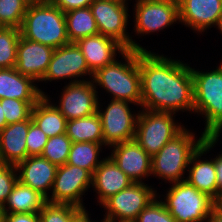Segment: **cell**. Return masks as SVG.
Masks as SVG:
<instances>
[{"label": "cell", "mask_w": 222, "mask_h": 222, "mask_svg": "<svg viewBox=\"0 0 222 222\" xmlns=\"http://www.w3.org/2000/svg\"><path fill=\"white\" fill-rule=\"evenodd\" d=\"M128 6L111 0H94L89 6L97 23L99 34L115 39L126 49L148 51L128 35ZM130 36V37H129Z\"/></svg>", "instance_id": "9"}, {"label": "cell", "mask_w": 222, "mask_h": 222, "mask_svg": "<svg viewBox=\"0 0 222 222\" xmlns=\"http://www.w3.org/2000/svg\"><path fill=\"white\" fill-rule=\"evenodd\" d=\"M47 141L48 136L32 122L26 137L27 157L41 155Z\"/></svg>", "instance_id": "35"}, {"label": "cell", "mask_w": 222, "mask_h": 222, "mask_svg": "<svg viewBox=\"0 0 222 222\" xmlns=\"http://www.w3.org/2000/svg\"><path fill=\"white\" fill-rule=\"evenodd\" d=\"M53 52L54 48L21 36L17 46L15 69L22 75L31 77L35 83L40 82L47 71Z\"/></svg>", "instance_id": "17"}, {"label": "cell", "mask_w": 222, "mask_h": 222, "mask_svg": "<svg viewBox=\"0 0 222 222\" xmlns=\"http://www.w3.org/2000/svg\"><path fill=\"white\" fill-rule=\"evenodd\" d=\"M168 190L162 202L176 222H204L218 205L186 180L172 183Z\"/></svg>", "instance_id": "6"}, {"label": "cell", "mask_w": 222, "mask_h": 222, "mask_svg": "<svg viewBox=\"0 0 222 222\" xmlns=\"http://www.w3.org/2000/svg\"><path fill=\"white\" fill-rule=\"evenodd\" d=\"M20 37V29L15 27H0V69L15 67L17 46Z\"/></svg>", "instance_id": "29"}, {"label": "cell", "mask_w": 222, "mask_h": 222, "mask_svg": "<svg viewBox=\"0 0 222 222\" xmlns=\"http://www.w3.org/2000/svg\"><path fill=\"white\" fill-rule=\"evenodd\" d=\"M32 118L6 125L0 132V154L4 164L16 166L27 158L26 137Z\"/></svg>", "instance_id": "22"}, {"label": "cell", "mask_w": 222, "mask_h": 222, "mask_svg": "<svg viewBox=\"0 0 222 222\" xmlns=\"http://www.w3.org/2000/svg\"><path fill=\"white\" fill-rule=\"evenodd\" d=\"M81 208L72 204L46 202L40 214V222H70Z\"/></svg>", "instance_id": "33"}, {"label": "cell", "mask_w": 222, "mask_h": 222, "mask_svg": "<svg viewBox=\"0 0 222 222\" xmlns=\"http://www.w3.org/2000/svg\"><path fill=\"white\" fill-rule=\"evenodd\" d=\"M0 222H4V210L3 205L0 204Z\"/></svg>", "instance_id": "44"}, {"label": "cell", "mask_w": 222, "mask_h": 222, "mask_svg": "<svg viewBox=\"0 0 222 222\" xmlns=\"http://www.w3.org/2000/svg\"><path fill=\"white\" fill-rule=\"evenodd\" d=\"M125 62L113 61L93 73L91 81L113 96V100L130 102L141 106V75L138 51L127 49L122 54Z\"/></svg>", "instance_id": "3"}, {"label": "cell", "mask_w": 222, "mask_h": 222, "mask_svg": "<svg viewBox=\"0 0 222 222\" xmlns=\"http://www.w3.org/2000/svg\"><path fill=\"white\" fill-rule=\"evenodd\" d=\"M75 43L84 55L92 73L115 61L117 51L122 54L127 50L115 39L101 34L79 39Z\"/></svg>", "instance_id": "20"}, {"label": "cell", "mask_w": 222, "mask_h": 222, "mask_svg": "<svg viewBox=\"0 0 222 222\" xmlns=\"http://www.w3.org/2000/svg\"><path fill=\"white\" fill-rule=\"evenodd\" d=\"M215 170L217 181V204L222 200V154L215 158Z\"/></svg>", "instance_id": "39"}, {"label": "cell", "mask_w": 222, "mask_h": 222, "mask_svg": "<svg viewBox=\"0 0 222 222\" xmlns=\"http://www.w3.org/2000/svg\"><path fill=\"white\" fill-rule=\"evenodd\" d=\"M215 70L202 72L192 69L194 107L193 112L205 117L206 137L220 136L222 131V63Z\"/></svg>", "instance_id": "4"}, {"label": "cell", "mask_w": 222, "mask_h": 222, "mask_svg": "<svg viewBox=\"0 0 222 222\" xmlns=\"http://www.w3.org/2000/svg\"><path fill=\"white\" fill-rule=\"evenodd\" d=\"M217 28L220 30L221 34H222V14L219 17L218 23H217Z\"/></svg>", "instance_id": "43"}, {"label": "cell", "mask_w": 222, "mask_h": 222, "mask_svg": "<svg viewBox=\"0 0 222 222\" xmlns=\"http://www.w3.org/2000/svg\"><path fill=\"white\" fill-rule=\"evenodd\" d=\"M20 31L23 38L54 49L70 43L65 13L49 0L29 3Z\"/></svg>", "instance_id": "2"}, {"label": "cell", "mask_w": 222, "mask_h": 222, "mask_svg": "<svg viewBox=\"0 0 222 222\" xmlns=\"http://www.w3.org/2000/svg\"><path fill=\"white\" fill-rule=\"evenodd\" d=\"M96 88L89 80L69 83L64 87L56 107L67 121L92 115L97 112L100 103Z\"/></svg>", "instance_id": "14"}, {"label": "cell", "mask_w": 222, "mask_h": 222, "mask_svg": "<svg viewBox=\"0 0 222 222\" xmlns=\"http://www.w3.org/2000/svg\"><path fill=\"white\" fill-rule=\"evenodd\" d=\"M4 222H40V214L39 212L4 214Z\"/></svg>", "instance_id": "38"}, {"label": "cell", "mask_w": 222, "mask_h": 222, "mask_svg": "<svg viewBox=\"0 0 222 222\" xmlns=\"http://www.w3.org/2000/svg\"><path fill=\"white\" fill-rule=\"evenodd\" d=\"M85 208H81L72 218L70 222H93ZM103 222V221H102Z\"/></svg>", "instance_id": "41"}, {"label": "cell", "mask_w": 222, "mask_h": 222, "mask_svg": "<svg viewBox=\"0 0 222 222\" xmlns=\"http://www.w3.org/2000/svg\"><path fill=\"white\" fill-rule=\"evenodd\" d=\"M135 28L139 34H150L179 22L177 0H136Z\"/></svg>", "instance_id": "12"}, {"label": "cell", "mask_w": 222, "mask_h": 222, "mask_svg": "<svg viewBox=\"0 0 222 222\" xmlns=\"http://www.w3.org/2000/svg\"><path fill=\"white\" fill-rule=\"evenodd\" d=\"M103 145L104 143L95 142L72 143L67 164L84 168L93 174L103 161V159L98 160L99 153L102 151L101 146Z\"/></svg>", "instance_id": "28"}, {"label": "cell", "mask_w": 222, "mask_h": 222, "mask_svg": "<svg viewBox=\"0 0 222 222\" xmlns=\"http://www.w3.org/2000/svg\"><path fill=\"white\" fill-rule=\"evenodd\" d=\"M65 19L70 43L99 34L97 23L89 7L68 11L65 13Z\"/></svg>", "instance_id": "27"}, {"label": "cell", "mask_w": 222, "mask_h": 222, "mask_svg": "<svg viewBox=\"0 0 222 222\" xmlns=\"http://www.w3.org/2000/svg\"><path fill=\"white\" fill-rule=\"evenodd\" d=\"M38 101H23L14 98L0 100L7 125L22 122L31 118L33 106Z\"/></svg>", "instance_id": "32"}, {"label": "cell", "mask_w": 222, "mask_h": 222, "mask_svg": "<svg viewBox=\"0 0 222 222\" xmlns=\"http://www.w3.org/2000/svg\"><path fill=\"white\" fill-rule=\"evenodd\" d=\"M72 141L66 134L56 135L48 138L41 154L51 163L60 166L67 163Z\"/></svg>", "instance_id": "31"}, {"label": "cell", "mask_w": 222, "mask_h": 222, "mask_svg": "<svg viewBox=\"0 0 222 222\" xmlns=\"http://www.w3.org/2000/svg\"><path fill=\"white\" fill-rule=\"evenodd\" d=\"M58 166L41 155L29 156L16 165L18 181L38 191L46 199L51 191Z\"/></svg>", "instance_id": "19"}, {"label": "cell", "mask_w": 222, "mask_h": 222, "mask_svg": "<svg viewBox=\"0 0 222 222\" xmlns=\"http://www.w3.org/2000/svg\"><path fill=\"white\" fill-rule=\"evenodd\" d=\"M1 164H3V161H2V159H1V154H0V165H1Z\"/></svg>", "instance_id": "46"}, {"label": "cell", "mask_w": 222, "mask_h": 222, "mask_svg": "<svg viewBox=\"0 0 222 222\" xmlns=\"http://www.w3.org/2000/svg\"><path fill=\"white\" fill-rule=\"evenodd\" d=\"M207 222H222V207L218 204L206 218Z\"/></svg>", "instance_id": "40"}, {"label": "cell", "mask_w": 222, "mask_h": 222, "mask_svg": "<svg viewBox=\"0 0 222 222\" xmlns=\"http://www.w3.org/2000/svg\"><path fill=\"white\" fill-rule=\"evenodd\" d=\"M112 147L111 159L134 183L151 176V156L134 139Z\"/></svg>", "instance_id": "16"}, {"label": "cell", "mask_w": 222, "mask_h": 222, "mask_svg": "<svg viewBox=\"0 0 222 222\" xmlns=\"http://www.w3.org/2000/svg\"><path fill=\"white\" fill-rule=\"evenodd\" d=\"M35 81L22 75L15 67L0 69V100L14 98L23 101H38L45 93Z\"/></svg>", "instance_id": "23"}, {"label": "cell", "mask_w": 222, "mask_h": 222, "mask_svg": "<svg viewBox=\"0 0 222 222\" xmlns=\"http://www.w3.org/2000/svg\"><path fill=\"white\" fill-rule=\"evenodd\" d=\"M31 0H0V26L20 29Z\"/></svg>", "instance_id": "30"}, {"label": "cell", "mask_w": 222, "mask_h": 222, "mask_svg": "<svg viewBox=\"0 0 222 222\" xmlns=\"http://www.w3.org/2000/svg\"><path fill=\"white\" fill-rule=\"evenodd\" d=\"M157 195L156 190L144 182L132 183L102 204L107 210L103 222H134Z\"/></svg>", "instance_id": "8"}, {"label": "cell", "mask_w": 222, "mask_h": 222, "mask_svg": "<svg viewBox=\"0 0 222 222\" xmlns=\"http://www.w3.org/2000/svg\"><path fill=\"white\" fill-rule=\"evenodd\" d=\"M219 136L206 137L201 147L192 155L188 172L189 176L185 180L193 185L197 190L207 194L217 203V179L215 170V158L209 160H200L203 154H206L217 143ZM192 165V166H191ZM191 167V168H190Z\"/></svg>", "instance_id": "15"}, {"label": "cell", "mask_w": 222, "mask_h": 222, "mask_svg": "<svg viewBox=\"0 0 222 222\" xmlns=\"http://www.w3.org/2000/svg\"><path fill=\"white\" fill-rule=\"evenodd\" d=\"M134 222H176L162 200L154 199L143 209Z\"/></svg>", "instance_id": "34"}, {"label": "cell", "mask_w": 222, "mask_h": 222, "mask_svg": "<svg viewBox=\"0 0 222 222\" xmlns=\"http://www.w3.org/2000/svg\"><path fill=\"white\" fill-rule=\"evenodd\" d=\"M87 74L92 78L93 73L89 70L80 48L76 43H69L54 49L47 71L41 81L47 80L51 82L52 80L71 78L69 83H77L87 81L78 79V77L86 76Z\"/></svg>", "instance_id": "13"}, {"label": "cell", "mask_w": 222, "mask_h": 222, "mask_svg": "<svg viewBox=\"0 0 222 222\" xmlns=\"http://www.w3.org/2000/svg\"><path fill=\"white\" fill-rule=\"evenodd\" d=\"M194 138L195 134L184 128L167 142L157 154L151 157V174L171 184L184 181L185 169L206 136L202 133L199 139Z\"/></svg>", "instance_id": "5"}, {"label": "cell", "mask_w": 222, "mask_h": 222, "mask_svg": "<svg viewBox=\"0 0 222 222\" xmlns=\"http://www.w3.org/2000/svg\"><path fill=\"white\" fill-rule=\"evenodd\" d=\"M7 125L6 118L3 114V107L0 104V132Z\"/></svg>", "instance_id": "42"}, {"label": "cell", "mask_w": 222, "mask_h": 222, "mask_svg": "<svg viewBox=\"0 0 222 222\" xmlns=\"http://www.w3.org/2000/svg\"><path fill=\"white\" fill-rule=\"evenodd\" d=\"M92 185V174L81 167L64 164L57 168L50 203L72 204L84 208L82 195ZM51 197V198H49Z\"/></svg>", "instance_id": "11"}, {"label": "cell", "mask_w": 222, "mask_h": 222, "mask_svg": "<svg viewBox=\"0 0 222 222\" xmlns=\"http://www.w3.org/2000/svg\"><path fill=\"white\" fill-rule=\"evenodd\" d=\"M138 114L134 140L151 157L185 128L175 122L172 112L143 109Z\"/></svg>", "instance_id": "7"}, {"label": "cell", "mask_w": 222, "mask_h": 222, "mask_svg": "<svg viewBox=\"0 0 222 222\" xmlns=\"http://www.w3.org/2000/svg\"><path fill=\"white\" fill-rule=\"evenodd\" d=\"M16 166L9 164L0 165V204L4 205L14 185L18 181Z\"/></svg>", "instance_id": "36"}, {"label": "cell", "mask_w": 222, "mask_h": 222, "mask_svg": "<svg viewBox=\"0 0 222 222\" xmlns=\"http://www.w3.org/2000/svg\"><path fill=\"white\" fill-rule=\"evenodd\" d=\"M130 102L111 100L104 111L98 103L97 113L102 124L104 146L111 147L135 138L139 114H132Z\"/></svg>", "instance_id": "10"}, {"label": "cell", "mask_w": 222, "mask_h": 222, "mask_svg": "<svg viewBox=\"0 0 222 222\" xmlns=\"http://www.w3.org/2000/svg\"><path fill=\"white\" fill-rule=\"evenodd\" d=\"M138 64L142 109L193 112V76L190 65L151 51H138Z\"/></svg>", "instance_id": "1"}, {"label": "cell", "mask_w": 222, "mask_h": 222, "mask_svg": "<svg viewBox=\"0 0 222 222\" xmlns=\"http://www.w3.org/2000/svg\"><path fill=\"white\" fill-rule=\"evenodd\" d=\"M132 183L134 182L116 165L110 155L103 158L92 174V187L98 194L99 205Z\"/></svg>", "instance_id": "21"}, {"label": "cell", "mask_w": 222, "mask_h": 222, "mask_svg": "<svg viewBox=\"0 0 222 222\" xmlns=\"http://www.w3.org/2000/svg\"><path fill=\"white\" fill-rule=\"evenodd\" d=\"M179 22L195 32L216 26L222 14V0H177Z\"/></svg>", "instance_id": "18"}, {"label": "cell", "mask_w": 222, "mask_h": 222, "mask_svg": "<svg viewBox=\"0 0 222 222\" xmlns=\"http://www.w3.org/2000/svg\"><path fill=\"white\" fill-rule=\"evenodd\" d=\"M111 1L120 2V3L125 4V5L128 4V3H127V0H111Z\"/></svg>", "instance_id": "45"}, {"label": "cell", "mask_w": 222, "mask_h": 222, "mask_svg": "<svg viewBox=\"0 0 222 222\" xmlns=\"http://www.w3.org/2000/svg\"><path fill=\"white\" fill-rule=\"evenodd\" d=\"M65 134L72 143H104L102 124L98 113L67 121Z\"/></svg>", "instance_id": "26"}, {"label": "cell", "mask_w": 222, "mask_h": 222, "mask_svg": "<svg viewBox=\"0 0 222 222\" xmlns=\"http://www.w3.org/2000/svg\"><path fill=\"white\" fill-rule=\"evenodd\" d=\"M48 95H43L33 106L32 121L51 138L65 134L67 119L60 113L56 104L50 103Z\"/></svg>", "instance_id": "24"}, {"label": "cell", "mask_w": 222, "mask_h": 222, "mask_svg": "<svg viewBox=\"0 0 222 222\" xmlns=\"http://www.w3.org/2000/svg\"><path fill=\"white\" fill-rule=\"evenodd\" d=\"M46 202V198L38 191L17 181L3 205V210L4 214L38 213Z\"/></svg>", "instance_id": "25"}, {"label": "cell", "mask_w": 222, "mask_h": 222, "mask_svg": "<svg viewBox=\"0 0 222 222\" xmlns=\"http://www.w3.org/2000/svg\"><path fill=\"white\" fill-rule=\"evenodd\" d=\"M53 5L59 7L64 13L78 9L89 7L94 0H49Z\"/></svg>", "instance_id": "37"}]
</instances>
